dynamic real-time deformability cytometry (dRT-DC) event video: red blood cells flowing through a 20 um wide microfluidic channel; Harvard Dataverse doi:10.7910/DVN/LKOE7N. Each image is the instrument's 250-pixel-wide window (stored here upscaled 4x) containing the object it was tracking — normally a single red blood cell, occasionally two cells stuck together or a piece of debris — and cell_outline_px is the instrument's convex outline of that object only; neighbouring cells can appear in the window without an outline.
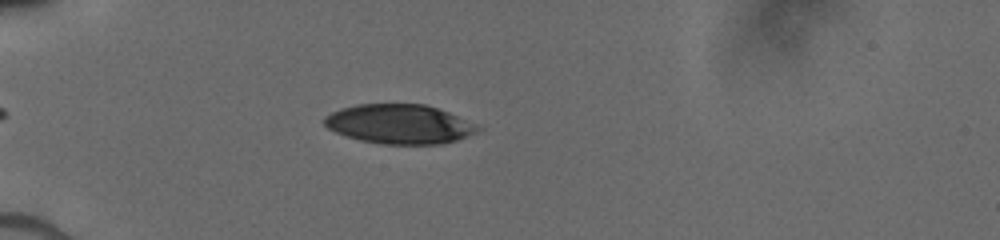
{"species": "human", "species_latin": "Homo sapiens", "temperature_condition": "cold", "stored_images_in_passage": 5, "camera_frame_rate_fps": 3000, "um_per_image_px": 0.085, "donor": {"sex": "male"}, "frame": {"image": 1, "passage_image": 3, "time_ms": 1.667, "image_size_px": [1000, 240], "cell_outline_px": [[480, 128], [456, 140], [440, 144], [380, 144], [360, 140], [336, 132], [328, 128], [324, 124], [324, 116], [340, 108], [356, 104], [424, 104], [448, 112]], "centroid_in_image_um": [33.85, 10.54], "position_along_channel_um": 51.2, "area_um2": 34.56}}
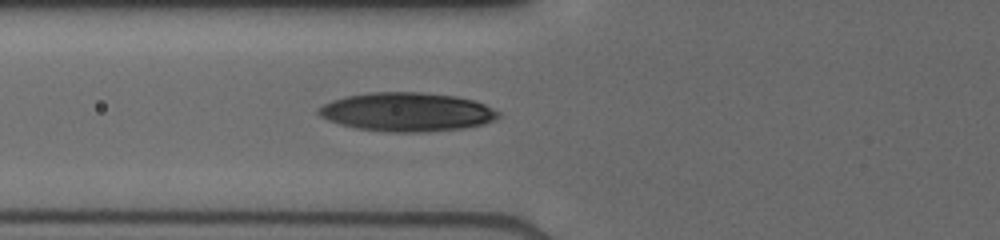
{"frame": {"image": 2, "passage_image": 5, "time_ms": 3.333, "image_size_px": [1000, 240], "cell_outline_px": [[500, 116], [492, 120], [480, 124], [460, 128], [420, 132], [392, 132], [356, 128], [340, 124], [328, 120], [320, 116], [316, 112], [324, 104], [332, 100], [348, 96], [372, 92], [420, 92], [456, 96], [472, 100], [484, 104], [500, 112]], "centroid_in_image_um": [34.56, 9.51], "position_along_channel_um": 91.2, "area_um2": 40.17}}